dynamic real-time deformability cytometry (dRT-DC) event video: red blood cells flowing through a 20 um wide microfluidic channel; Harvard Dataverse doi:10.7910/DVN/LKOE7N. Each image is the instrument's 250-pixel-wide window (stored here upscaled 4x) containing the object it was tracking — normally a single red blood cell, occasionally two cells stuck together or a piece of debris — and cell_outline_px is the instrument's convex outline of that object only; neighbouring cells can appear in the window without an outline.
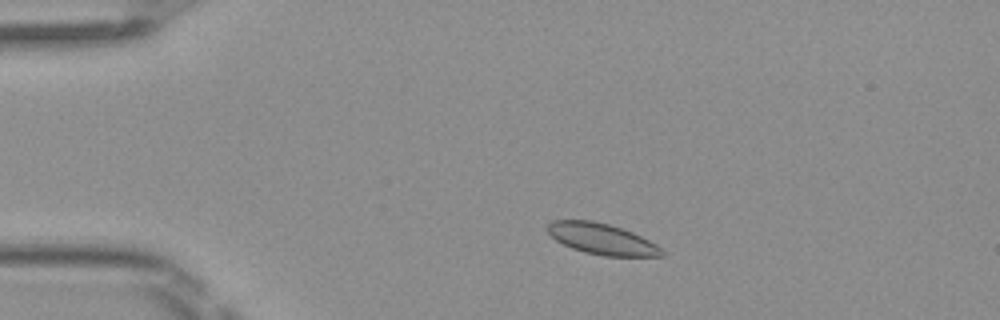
{"species": "Egyptian fruit bat (a non-hibernating species)", "species_latin": "Rousettus aegyptiacus", "temperature_condition": "room temperature", "stored_images_in_passage": 4, "camera_frame_rate_fps": 3000, "um_per_image_px": 0.085, "frame": {"image": 1, "passage_image": 3, "time_ms": 0.667, "image_size_px": [1000, 320], "cell_outline_px": [[664, 256], [604, 256], [584, 252], [572, 248], [556, 240], [548, 232], [548, 224], [552, 220], [592, 220], [608, 224], [632, 232], [656, 244], [664, 252]], "centroid_in_image_um": [51.15, 20.31], "position_along_channel_um": 33.9, "area_um2": 20.4}}